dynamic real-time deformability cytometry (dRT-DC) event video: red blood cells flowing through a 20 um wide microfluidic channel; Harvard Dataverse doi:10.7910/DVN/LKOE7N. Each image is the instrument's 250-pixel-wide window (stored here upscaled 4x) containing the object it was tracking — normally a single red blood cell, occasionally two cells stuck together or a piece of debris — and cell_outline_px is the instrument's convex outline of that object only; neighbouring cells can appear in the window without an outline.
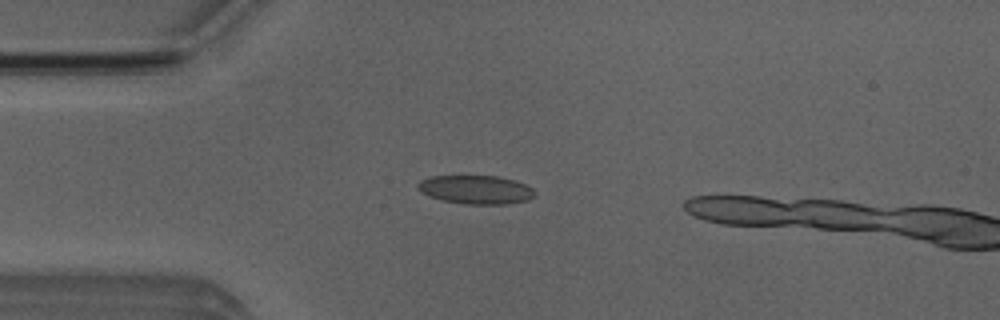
{"species": "Egyptian fruit bat (a non-hibernating species)", "species_latin": "Rousettus aegyptiacus", "temperature_condition": "room temperature", "stored_images_in_passage": 13, "camera_frame_rate_fps": 3000, "um_per_image_px": 0.085, "animal": {"sex": "male"}, "frame": {"image": 1, "passage_image": 10, "time_ms": 3.0, "image_size_px": [1000, 320], "cell_outline_px": [[536, 192], [528, 200], [508, 204], [464, 204], [444, 200], [428, 196], [420, 192], [416, 188], [416, 184], [420, 180], [432, 176], [500, 176], [524, 184], [532, 188]], "centroid_in_image_um": [40.41, 16.12], "position_along_channel_um": 44.6, "area_um2": 19.54}}